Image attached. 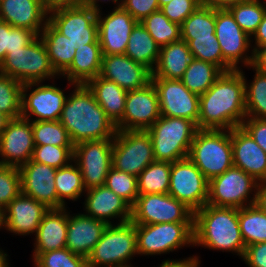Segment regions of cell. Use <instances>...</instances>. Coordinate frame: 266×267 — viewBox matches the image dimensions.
<instances>
[{"instance_id": "obj_11", "label": "cell", "mask_w": 266, "mask_h": 267, "mask_svg": "<svg viewBox=\"0 0 266 267\" xmlns=\"http://www.w3.org/2000/svg\"><path fill=\"white\" fill-rule=\"evenodd\" d=\"M194 212L184 203L167 194H145L132 206L131 221L135 225L193 222Z\"/></svg>"}, {"instance_id": "obj_45", "label": "cell", "mask_w": 266, "mask_h": 267, "mask_svg": "<svg viewBox=\"0 0 266 267\" xmlns=\"http://www.w3.org/2000/svg\"><path fill=\"white\" fill-rule=\"evenodd\" d=\"M22 87L19 81L0 73V112L10 119L21 117Z\"/></svg>"}, {"instance_id": "obj_17", "label": "cell", "mask_w": 266, "mask_h": 267, "mask_svg": "<svg viewBox=\"0 0 266 267\" xmlns=\"http://www.w3.org/2000/svg\"><path fill=\"white\" fill-rule=\"evenodd\" d=\"M156 88L161 116L184 118L196 125L199 118V95L189 91L181 80L151 78Z\"/></svg>"}, {"instance_id": "obj_32", "label": "cell", "mask_w": 266, "mask_h": 267, "mask_svg": "<svg viewBox=\"0 0 266 267\" xmlns=\"http://www.w3.org/2000/svg\"><path fill=\"white\" fill-rule=\"evenodd\" d=\"M55 71L61 75L72 63L78 48L68 37L58 32L49 22L39 34Z\"/></svg>"}, {"instance_id": "obj_1", "label": "cell", "mask_w": 266, "mask_h": 267, "mask_svg": "<svg viewBox=\"0 0 266 267\" xmlns=\"http://www.w3.org/2000/svg\"><path fill=\"white\" fill-rule=\"evenodd\" d=\"M246 118L245 81L240 70L223 72L199 96L198 129L231 130Z\"/></svg>"}, {"instance_id": "obj_18", "label": "cell", "mask_w": 266, "mask_h": 267, "mask_svg": "<svg viewBox=\"0 0 266 267\" xmlns=\"http://www.w3.org/2000/svg\"><path fill=\"white\" fill-rule=\"evenodd\" d=\"M161 116L158 94L153 83L127 92L122 119L117 130H147Z\"/></svg>"}, {"instance_id": "obj_46", "label": "cell", "mask_w": 266, "mask_h": 267, "mask_svg": "<svg viewBox=\"0 0 266 267\" xmlns=\"http://www.w3.org/2000/svg\"><path fill=\"white\" fill-rule=\"evenodd\" d=\"M73 156L74 146L35 145L31 160L58 169L69 165Z\"/></svg>"}, {"instance_id": "obj_12", "label": "cell", "mask_w": 266, "mask_h": 267, "mask_svg": "<svg viewBox=\"0 0 266 267\" xmlns=\"http://www.w3.org/2000/svg\"><path fill=\"white\" fill-rule=\"evenodd\" d=\"M209 181L187 157L171 163L168 193L193 212L207 204Z\"/></svg>"}, {"instance_id": "obj_54", "label": "cell", "mask_w": 266, "mask_h": 267, "mask_svg": "<svg viewBox=\"0 0 266 267\" xmlns=\"http://www.w3.org/2000/svg\"><path fill=\"white\" fill-rule=\"evenodd\" d=\"M254 38V39H252ZM255 40V42L253 41ZM251 42H254L252 46V51L254 52L258 48H262L266 46V14L264 15L261 23L259 24L257 30L251 37Z\"/></svg>"}, {"instance_id": "obj_16", "label": "cell", "mask_w": 266, "mask_h": 267, "mask_svg": "<svg viewBox=\"0 0 266 267\" xmlns=\"http://www.w3.org/2000/svg\"><path fill=\"white\" fill-rule=\"evenodd\" d=\"M42 83L23 84L21 117L31 122L57 121L60 119L67 95L63 92L64 89L56 87L54 83L53 85ZM32 116L36 118L33 120Z\"/></svg>"}, {"instance_id": "obj_26", "label": "cell", "mask_w": 266, "mask_h": 267, "mask_svg": "<svg viewBox=\"0 0 266 267\" xmlns=\"http://www.w3.org/2000/svg\"><path fill=\"white\" fill-rule=\"evenodd\" d=\"M0 20L38 36L48 22L45 0H0Z\"/></svg>"}, {"instance_id": "obj_61", "label": "cell", "mask_w": 266, "mask_h": 267, "mask_svg": "<svg viewBox=\"0 0 266 267\" xmlns=\"http://www.w3.org/2000/svg\"><path fill=\"white\" fill-rule=\"evenodd\" d=\"M10 120L11 119L7 115L0 112V136Z\"/></svg>"}, {"instance_id": "obj_38", "label": "cell", "mask_w": 266, "mask_h": 267, "mask_svg": "<svg viewBox=\"0 0 266 267\" xmlns=\"http://www.w3.org/2000/svg\"><path fill=\"white\" fill-rule=\"evenodd\" d=\"M246 68H252L255 71L253 81L249 83L244 76L245 72L239 69L245 81L246 117L266 119V74L261 73L252 65Z\"/></svg>"}, {"instance_id": "obj_57", "label": "cell", "mask_w": 266, "mask_h": 267, "mask_svg": "<svg viewBox=\"0 0 266 267\" xmlns=\"http://www.w3.org/2000/svg\"><path fill=\"white\" fill-rule=\"evenodd\" d=\"M252 66L261 73L266 74V46L253 52Z\"/></svg>"}, {"instance_id": "obj_35", "label": "cell", "mask_w": 266, "mask_h": 267, "mask_svg": "<svg viewBox=\"0 0 266 267\" xmlns=\"http://www.w3.org/2000/svg\"><path fill=\"white\" fill-rule=\"evenodd\" d=\"M222 73L216 65L192 58L180 80L189 91L200 96Z\"/></svg>"}, {"instance_id": "obj_47", "label": "cell", "mask_w": 266, "mask_h": 267, "mask_svg": "<svg viewBox=\"0 0 266 267\" xmlns=\"http://www.w3.org/2000/svg\"><path fill=\"white\" fill-rule=\"evenodd\" d=\"M105 185L131 206L136 203L139 196L137 176L127 174L112 167L106 177Z\"/></svg>"}, {"instance_id": "obj_19", "label": "cell", "mask_w": 266, "mask_h": 267, "mask_svg": "<svg viewBox=\"0 0 266 267\" xmlns=\"http://www.w3.org/2000/svg\"><path fill=\"white\" fill-rule=\"evenodd\" d=\"M34 148L32 122L11 119L0 136V165L20 168L31 160Z\"/></svg>"}, {"instance_id": "obj_40", "label": "cell", "mask_w": 266, "mask_h": 267, "mask_svg": "<svg viewBox=\"0 0 266 267\" xmlns=\"http://www.w3.org/2000/svg\"><path fill=\"white\" fill-rule=\"evenodd\" d=\"M188 43L192 58L203 60L216 65L222 72L234 70L224 59L217 37H195V39H181Z\"/></svg>"}, {"instance_id": "obj_27", "label": "cell", "mask_w": 266, "mask_h": 267, "mask_svg": "<svg viewBox=\"0 0 266 267\" xmlns=\"http://www.w3.org/2000/svg\"><path fill=\"white\" fill-rule=\"evenodd\" d=\"M107 223L89 217L84 213L71 214L68 211L66 248L72 253L87 258L100 241Z\"/></svg>"}, {"instance_id": "obj_33", "label": "cell", "mask_w": 266, "mask_h": 267, "mask_svg": "<svg viewBox=\"0 0 266 267\" xmlns=\"http://www.w3.org/2000/svg\"><path fill=\"white\" fill-rule=\"evenodd\" d=\"M160 53V46L151 37L144 26L137 22L131 31L125 55L140 63L151 72L154 70Z\"/></svg>"}, {"instance_id": "obj_20", "label": "cell", "mask_w": 266, "mask_h": 267, "mask_svg": "<svg viewBox=\"0 0 266 267\" xmlns=\"http://www.w3.org/2000/svg\"><path fill=\"white\" fill-rule=\"evenodd\" d=\"M98 40L103 55L125 54L137 21L121 6L113 7L106 16L97 12Z\"/></svg>"}, {"instance_id": "obj_62", "label": "cell", "mask_w": 266, "mask_h": 267, "mask_svg": "<svg viewBox=\"0 0 266 267\" xmlns=\"http://www.w3.org/2000/svg\"><path fill=\"white\" fill-rule=\"evenodd\" d=\"M8 260V254L5 253L4 250L0 249V267H10Z\"/></svg>"}, {"instance_id": "obj_60", "label": "cell", "mask_w": 266, "mask_h": 267, "mask_svg": "<svg viewBox=\"0 0 266 267\" xmlns=\"http://www.w3.org/2000/svg\"><path fill=\"white\" fill-rule=\"evenodd\" d=\"M106 0H87L86 6L91 7L94 11L99 12L100 6L99 2H105ZM110 2V0H107V2ZM111 2L115 3V8L122 6V0H111Z\"/></svg>"}, {"instance_id": "obj_14", "label": "cell", "mask_w": 266, "mask_h": 267, "mask_svg": "<svg viewBox=\"0 0 266 267\" xmlns=\"http://www.w3.org/2000/svg\"><path fill=\"white\" fill-rule=\"evenodd\" d=\"M113 139L83 141L74 145L73 161L78 165L86 190L105 185L112 168Z\"/></svg>"}, {"instance_id": "obj_23", "label": "cell", "mask_w": 266, "mask_h": 267, "mask_svg": "<svg viewBox=\"0 0 266 267\" xmlns=\"http://www.w3.org/2000/svg\"><path fill=\"white\" fill-rule=\"evenodd\" d=\"M85 193V215L102 220L108 225L113 224L110 220L115 218H119V224L131 221L132 206L106 185L88 189Z\"/></svg>"}, {"instance_id": "obj_55", "label": "cell", "mask_w": 266, "mask_h": 267, "mask_svg": "<svg viewBox=\"0 0 266 267\" xmlns=\"http://www.w3.org/2000/svg\"><path fill=\"white\" fill-rule=\"evenodd\" d=\"M87 0H45L48 11L63 7H83Z\"/></svg>"}, {"instance_id": "obj_9", "label": "cell", "mask_w": 266, "mask_h": 267, "mask_svg": "<svg viewBox=\"0 0 266 267\" xmlns=\"http://www.w3.org/2000/svg\"><path fill=\"white\" fill-rule=\"evenodd\" d=\"M258 183L242 169L232 166L209 181L207 204L236 209L255 204Z\"/></svg>"}, {"instance_id": "obj_59", "label": "cell", "mask_w": 266, "mask_h": 267, "mask_svg": "<svg viewBox=\"0 0 266 267\" xmlns=\"http://www.w3.org/2000/svg\"><path fill=\"white\" fill-rule=\"evenodd\" d=\"M194 259V255L190 256L188 258H183L179 260L175 259H167L162 261L161 265L159 267H186L192 260Z\"/></svg>"}, {"instance_id": "obj_10", "label": "cell", "mask_w": 266, "mask_h": 267, "mask_svg": "<svg viewBox=\"0 0 266 267\" xmlns=\"http://www.w3.org/2000/svg\"><path fill=\"white\" fill-rule=\"evenodd\" d=\"M154 161L153 143L146 130H117L113 139V168L138 176Z\"/></svg>"}, {"instance_id": "obj_49", "label": "cell", "mask_w": 266, "mask_h": 267, "mask_svg": "<svg viewBox=\"0 0 266 267\" xmlns=\"http://www.w3.org/2000/svg\"><path fill=\"white\" fill-rule=\"evenodd\" d=\"M21 193L18 167L0 165V211Z\"/></svg>"}, {"instance_id": "obj_43", "label": "cell", "mask_w": 266, "mask_h": 267, "mask_svg": "<svg viewBox=\"0 0 266 267\" xmlns=\"http://www.w3.org/2000/svg\"><path fill=\"white\" fill-rule=\"evenodd\" d=\"M32 131L35 145L74 146L59 120L32 122Z\"/></svg>"}, {"instance_id": "obj_64", "label": "cell", "mask_w": 266, "mask_h": 267, "mask_svg": "<svg viewBox=\"0 0 266 267\" xmlns=\"http://www.w3.org/2000/svg\"><path fill=\"white\" fill-rule=\"evenodd\" d=\"M170 1H172V0H158L160 8H161L163 5H166L167 3H169Z\"/></svg>"}, {"instance_id": "obj_4", "label": "cell", "mask_w": 266, "mask_h": 267, "mask_svg": "<svg viewBox=\"0 0 266 267\" xmlns=\"http://www.w3.org/2000/svg\"><path fill=\"white\" fill-rule=\"evenodd\" d=\"M188 158L208 181L219 176L233 166L231 130L198 129Z\"/></svg>"}, {"instance_id": "obj_3", "label": "cell", "mask_w": 266, "mask_h": 267, "mask_svg": "<svg viewBox=\"0 0 266 267\" xmlns=\"http://www.w3.org/2000/svg\"><path fill=\"white\" fill-rule=\"evenodd\" d=\"M194 246L209 250L236 253L241 258L245 251L238 209L209 204L194 212Z\"/></svg>"}, {"instance_id": "obj_42", "label": "cell", "mask_w": 266, "mask_h": 267, "mask_svg": "<svg viewBox=\"0 0 266 267\" xmlns=\"http://www.w3.org/2000/svg\"><path fill=\"white\" fill-rule=\"evenodd\" d=\"M215 35V9L199 6L181 25V39Z\"/></svg>"}, {"instance_id": "obj_63", "label": "cell", "mask_w": 266, "mask_h": 267, "mask_svg": "<svg viewBox=\"0 0 266 267\" xmlns=\"http://www.w3.org/2000/svg\"><path fill=\"white\" fill-rule=\"evenodd\" d=\"M200 257L194 256V259L186 267H200Z\"/></svg>"}, {"instance_id": "obj_31", "label": "cell", "mask_w": 266, "mask_h": 267, "mask_svg": "<svg viewBox=\"0 0 266 267\" xmlns=\"http://www.w3.org/2000/svg\"><path fill=\"white\" fill-rule=\"evenodd\" d=\"M86 85L93 92L97 103L116 125L124 115L128 91L100 75L91 79Z\"/></svg>"}, {"instance_id": "obj_28", "label": "cell", "mask_w": 266, "mask_h": 267, "mask_svg": "<svg viewBox=\"0 0 266 267\" xmlns=\"http://www.w3.org/2000/svg\"><path fill=\"white\" fill-rule=\"evenodd\" d=\"M68 207L49 209L35 232L33 254H42L66 247Z\"/></svg>"}, {"instance_id": "obj_15", "label": "cell", "mask_w": 266, "mask_h": 267, "mask_svg": "<svg viewBox=\"0 0 266 267\" xmlns=\"http://www.w3.org/2000/svg\"><path fill=\"white\" fill-rule=\"evenodd\" d=\"M215 36L221 48L223 59L234 69L249 67L253 62L251 37L235 22L228 9L215 10ZM248 54V55H247ZM250 55V56H249Z\"/></svg>"}, {"instance_id": "obj_48", "label": "cell", "mask_w": 266, "mask_h": 267, "mask_svg": "<svg viewBox=\"0 0 266 267\" xmlns=\"http://www.w3.org/2000/svg\"><path fill=\"white\" fill-rule=\"evenodd\" d=\"M35 267H87L85 257L72 253L66 247L42 254H32Z\"/></svg>"}, {"instance_id": "obj_29", "label": "cell", "mask_w": 266, "mask_h": 267, "mask_svg": "<svg viewBox=\"0 0 266 267\" xmlns=\"http://www.w3.org/2000/svg\"><path fill=\"white\" fill-rule=\"evenodd\" d=\"M102 57L100 44L78 46L71 65L60 76L67 78L73 87L75 84H87L100 75Z\"/></svg>"}, {"instance_id": "obj_25", "label": "cell", "mask_w": 266, "mask_h": 267, "mask_svg": "<svg viewBox=\"0 0 266 267\" xmlns=\"http://www.w3.org/2000/svg\"><path fill=\"white\" fill-rule=\"evenodd\" d=\"M233 166L251 175L257 182L266 181V152L242 127L231 129Z\"/></svg>"}, {"instance_id": "obj_44", "label": "cell", "mask_w": 266, "mask_h": 267, "mask_svg": "<svg viewBox=\"0 0 266 267\" xmlns=\"http://www.w3.org/2000/svg\"><path fill=\"white\" fill-rule=\"evenodd\" d=\"M38 35L26 28L12 27L0 20V66L11 50H17L31 44Z\"/></svg>"}, {"instance_id": "obj_34", "label": "cell", "mask_w": 266, "mask_h": 267, "mask_svg": "<svg viewBox=\"0 0 266 267\" xmlns=\"http://www.w3.org/2000/svg\"><path fill=\"white\" fill-rule=\"evenodd\" d=\"M55 188L57 192V209L67 206L65 199L77 201L82 195L84 196L86 189L83 184L82 174L74 161L65 167L57 169L55 173Z\"/></svg>"}, {"instance_id": "obj_51", "label": "cell", "mask_w": 266, "mask_h": 267, "mask_svg": "<svg viewBox=\"0 0 266 267\" xmlns=\"http://www.w3.org/2000/svg\"><path fill=\"white\" fill-rule=\"evenodd\" d=\"M122 7L137 22L160 9L158 0H122Z\"/></svg>"}, {"instance_id": "obj_52", "label": "cell", "mask_w": 266, "mask_h": 267, "mask_svg": "<svg viewBox=\"0 0 266 267\" xmlns=\"http://www.w3.org/2000/svg\"><path fill=\"white\" fill-rule=\"evenodd\" d=\"M241 126L266 152V119L246 117Z\"/></svg>"}, {"instance_id": "obj_24", "label": "cell", "mask_w": 266, "mask_h": 267, "mask_svg": "<svg viewBox=\"0 0 266 267\" xmlns=\"http://www.w3.org/2000/svg\"><path fill=\"white\" fill-rule=\"evenodd\" d=\"M152 72L125 54L103 55L100 76L126 91L137 90L151 82Z\"/></svg>"}, {"instance_id": "obj_50", "label": "cell", "mask_w": 266, "mask_h": 267, "mask_svg": "<svg viewBox=\"0 0 266 267\" xmlns=\"http://www.w3.org/2000/svg\"><path fill=\"white\" fill-rule=\"evenodd\" d=\"M199 6L198 0H172L160 10L171 22L181 26Z\"/></svg>"}, {"instance_id": "obj_8", "label": "cell", "mask_w": 266, "mask_h": 267, "mask_svg": "<svg viewBox=\"0 0 266 267\" xmlns=\"http://www.w3.org/2000/svg\"><path fill=\"white\" fill-rule=\"evenodd\" d=\"M138 255H161L194 247L193 222L136 225Z\"/></svg>"}, {"instance_id": "obj_39", "label": "cell", "mask_w": 266, "mask_h": 267, "mask_svg": "<svg viewBox=\"0 0 266 267\" xmlns=\"http://www.w3.org/2000/svg\"><path fill=\"white\" fill-rule=\"evenodd\" d=\"M140 23L160 47L181 40V26L171 22L160 9Z\"/></svg>"}, {"instance_id": "obj_7", "label": "cell", "mask_w": 266, "mask_h": 267, "mask_svg": "<svg viewBox=\"0 0 266 267\" xmlns=\"http://www.w3.org/2000/svg\"><path fill=\"white\" fill-rule=\"evenodd\" d=\"M0 73L14 78L21 84L44 82L60 77L53 68L39 36L28 46L11 50L0 66Z\"/></svg>"}, {"instance_id": "obj_56", "label": "cell", "mask_w": 266, "mask_h": 267, "mask_svg": "<svg viewBox=\"0 0 266 267\" xmlns=\"http://www.w3.org/2000/svg\"><path fill=\"white\" fill-rule=\"evenodd\" d=\"M200 6L209 7L215 10H225L245 0H198Z\"/></svg>"}, {"instance_id": "obj_2", "label": "cell", "mask_w": 266, "mask_h": 267, "mask_svg": "<svg viewBox=\"0 0 266 267\" xmlns=\"http://www.w3.org/2000/svg\"><path fill=\"white\" fill-rule=\"evenodd\" d=\"M63 105L59 121L74 145L83 141L114 139L117 129L86 84H75Z\"/></svg>"}, {"instance_id": "obj_36", "label": "cell", "mask_w": 266, "mask_h": 267, "mask_svg": "<svg viewBox=\"0 0 266 267\" xmlns=\"http://www.w3.org/2000/svg\"><path fill=\"white\" fill-rule=\"evenodd\" d=\"M238 219L245 246L266 242V212L256 203L239 208Z\"/></svg>"}, {"instance_id": "obj_37", "label": "cell", "mask_w": 266, "mask_h": 267, "mask_svg": "<svg viewBox=\"0 0 266 267\" xmlns=\"http://www.w3.org/2000/svg\"><path fill=\"white\" fill-rule=\"evenodd\" d=\"M171 162L154 161L149 164L138 176V193L167 194L170 186Z\"/></svg>"}, {"instance_id": "obj_30", "label": "cell", "mask_w": 266, "mask_h": 267, "mask_svg": "<svg viewBox=\"0 0 266 267\" xmlns=\"http://www.w3.org/2000/svg\"><path fill=\"white\" fill-rule=\"evenodd\" d=\"M191 60L192 54L186 41L179 40L164 45L160 47L158 62L151 78L180 80Z\"/></svg>"}, {"instance_id": "obj_13", "label": "cell", "mask_w": 266, "mask_h": 267, "mask_svg": "<svg viewBox=\"0 0 266 267\" xmlns=\"http://www.w3.org/2000/svg\"><path fill=\"white\" fill-rule=\"evenodd\" d=\"M48 22L77 46L100 44L97 12L91 7H63L48 11Z\"/></svg>"}, {"instance_id": "obj_58", "label": "cell", "mask_w": 266, "mask_h": 267, "mask_svg": "<svg viewBox=\"0 0 266 267\" xmlns=\"http://www.w3.org/2000/svg\"><path fill=\"white\" fill-rule=\"evenodd\" d=\"M256 204L266 212V181L258 183Z\"/></svg>"}, {"instance_id": "obj_53", "label": "cell", "mask_w": 266, "mask_h": 267, "mask_svg": "<svg viewBox=\"0 0 266 267\" xmlns=\"http://www.w3.org/2000/svg\"><path fill=\"white\" fill-rule=\"evenodd\" d=\"M241 259L249 267H266V242L246 246Z\"/></svg>"}, {"instance_id": "obj_41", "label": "cell", "mask_w": 266, "mask_h": 267, "mask_svg": "<svg viewBox=\"0 0 266 267\" xmlns=\"http://www.w3.org/2000/svg\"><path fill=\"white\" fill-rule=\"evenodd\" d=\"M228 10L240 28L252 37L266 14V5L263 0H245Z\"/></svg>"}, {"instance_id": "obj_22", "label": "cell", "mask_w": 266, "mask_h": 267, "mask_svg": "<svg viewBox=\"0 0 266 267\" xmlns=\"http://www.w3.org/2000/svg\"><path fill=\"white\" fill-rule=\"evenodd\" d=\"M21 193L45 204L49 209H57L55 173L57 168L30 160L19 168Z\"/></svg>"}, {"instance_id": "obj_5", "label": "cell", "mask_w": 266, "mask_h": 267, "mask_svg": "<svg viewBox=\"0 0 266 267\" xmlns=\"http://www.w3.org/2000/svg\"><path fill=\"white\" fill-rule=\"evenodd\" d=\"M197 130L191 120L160 116L146 130L153 143L155 161L172 163L187 158Z\"/></svg>"}, {"instance_id": "obj_21", "label": "cell", "mask_w": 266, "mask_h": 267, "mask_svg": "<svg viewBox=\"0 0 266 267\" xmlns=\"http://www.w3.org/2000/svg\"><path fill=\"white\" fill-rule=\"evenodd\" d=\"M49 208L34 198L20 193L2 211V228L13 235H35Z\"/></svg>"}, {"instance_id": "obj_6", "label": "cell", "mask_w": 266, "mask_h": 267, "mask_svg": "<svg viewBox=\"0 0 266 267\" xmlns=\"http://www.w3.org/2000/svg\"><path fill=\"white\" fill-rule=\"evenodd\" d=\"M138 255L136 225L132 221L107 225L100 241L86 258L87 267H133L128 262Z\"/></svg>"}, {"instance_id": "obj_65", "label": "cell", "mask_w": 266, "mask_h": 267, "mask_svg": "<svg viewBox=\"0 0 266 267\" xmlns=\"http://www.w3.org/2000/svg\"><path fill=\"white\" fill-rule=\"evenodd\" d=\"M0 229L2 230V213L0 211Z\"/></svg>"}]
</instances>
